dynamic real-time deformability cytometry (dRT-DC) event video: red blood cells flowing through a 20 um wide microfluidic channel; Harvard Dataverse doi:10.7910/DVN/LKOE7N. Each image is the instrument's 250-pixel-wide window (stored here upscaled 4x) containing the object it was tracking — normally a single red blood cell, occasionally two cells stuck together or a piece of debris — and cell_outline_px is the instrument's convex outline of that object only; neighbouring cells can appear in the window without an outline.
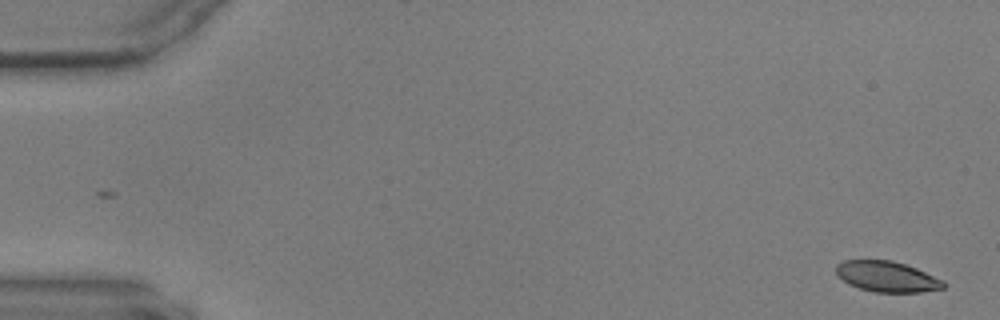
{"species": "common noctule bat (a hibernating species)", "species_latin": "Nyctalus noctula", "temperature_condition": "warm", "stored_images_in_passage": 57, "camera_frame_rate_fps": 3000, "um_per_image_px": 0.085, "animal": {"sex": "male", "body_mass_g": 17.9, "forearm_length_mm": 54.2}, "frame": {"image": 1, "passage_image": 1, "time_ms": 0.0, "image_size_px": [1000, 320], "cell_outline_px": [[944, 288], [920, 292], [876, 292], [860, 288], [848, 284], [836, 272], [836, 264], [844, 260], [892, 260], [916, 268], [944, 280]], "centroid_in_image_um": [75.39, 23.5], "position_along_channel_um": 9.6, "area_um2": 19.02}}
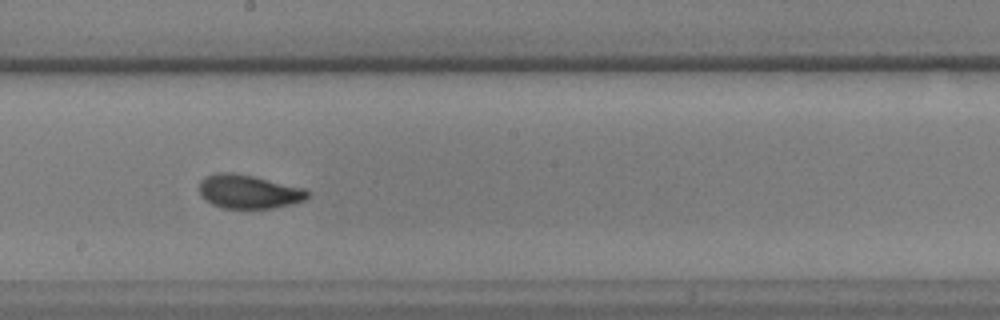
{"frame": {"image": 2, "passage_image": 32, "time_ms": 10.333, "image_size_px": [1000, 320], "cell_outline_px": [[308, 196], [304, 200], [292, 204], [272, 208], [224, 208], [212, 204], [204, 200], [200, 196], [200, 180], [204, 176], [216, 172], [232, 172], [252, 176], [304, 188], [308, 192]], "centroid_in_image_um": [21.08, 16.28], "position_along_channel_um": 227.1, "area_um2": 21.27}}
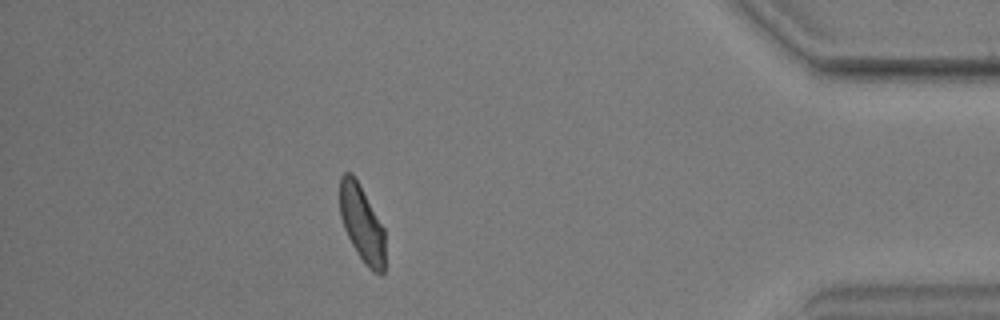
{"frame": {"image": 3, "passage_image": 51, "time_ms": 16.667, "image_size_px": [1000, 320], "cell_outline_px": [[384, 272], [380, 276], [372, 272], [364, 264], [356, 252], [344, 228], [340, 216], [340, 176], [344, 172], [352, 172], [360, 184], [384, 228]], "centroid_in_image_um": [30.76, 19.01], "position_along_channel_um": 404.4, "area_um2": 20.4}}